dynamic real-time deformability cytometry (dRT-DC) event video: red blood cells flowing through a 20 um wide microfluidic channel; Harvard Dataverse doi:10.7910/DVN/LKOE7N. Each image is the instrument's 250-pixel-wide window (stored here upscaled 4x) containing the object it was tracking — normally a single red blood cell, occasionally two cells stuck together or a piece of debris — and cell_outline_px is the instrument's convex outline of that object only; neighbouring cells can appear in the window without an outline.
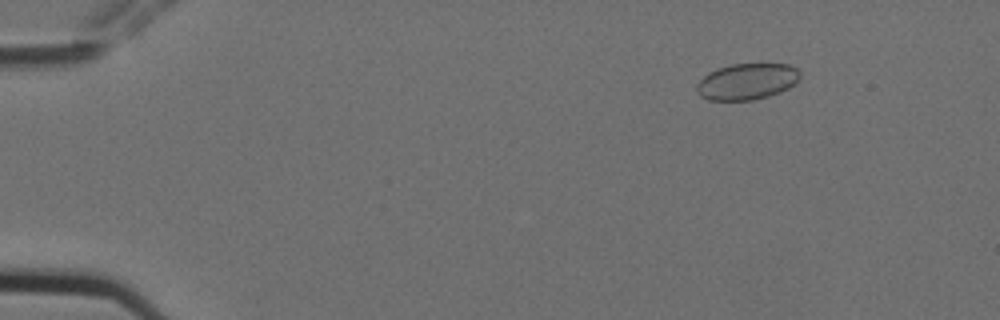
{"species": "Egyptian fruit bat (a non-hibernating species)", "species_latin": "Rousettus aegyptiacus", "temperature_condition": "cold", "stored_images_in_passage": 5, "camera_frame_rate_fps": 3000, "um_per_image_px": 0.085, "animal": {"sex": "female"}, "frame": {"image": 1, "passage_image": 3, "time_ms": 0.667, "image_size_px": [1000, 320], "cell_outline_px": [[800, 76], [788, 88], [780, 92], [768, 96], [752, 100], [708, 100], [700, 96], [696, 92], [696, 84], [708, 72], [716, 68], [732, 64], [788, 64], [796, 68], [800, 72]], "centroid_in_image_um": [63.44, 6.93], "position_along_channel_um": 21.6, "area_um2": 21.79}}